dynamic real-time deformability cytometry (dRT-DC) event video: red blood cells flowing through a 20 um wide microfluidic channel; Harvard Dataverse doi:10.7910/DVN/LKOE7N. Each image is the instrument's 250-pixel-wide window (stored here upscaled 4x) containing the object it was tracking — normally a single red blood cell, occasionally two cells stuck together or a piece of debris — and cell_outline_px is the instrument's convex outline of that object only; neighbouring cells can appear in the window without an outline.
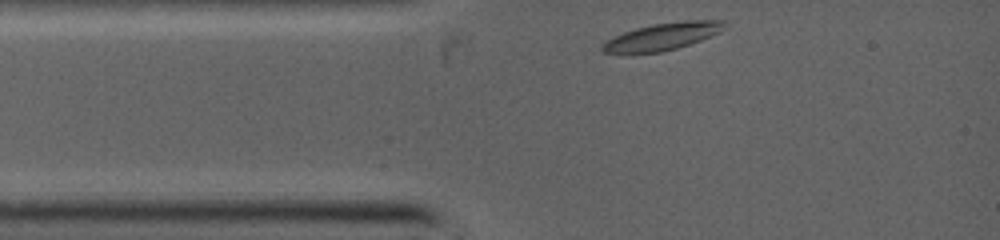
{"species": "common noctule bat (a hibernating species)", "species_latin": "Nyctalus noctula", "temperature_condition": "warm", "stored_images_in_passage": 2, "camera_frame_rate_fps": 5000, "um_per_image_px": 0.085, "animal": {"sex": "female", "body_mass_g": 19.0, "forearm_length_mm": 53.3}, "frame": {"image": 1, "passage_image": 1, "time_ms": 0.0, "image_size_px": [1000, 240], "cell_outline_px": [[728, 24], [720, 32], [700, 40], [676, 48], [660, 52], [600, 52], [600, 44], [604, 40], [624, 32], [636, 28], [652, 24], [684, 20], [724, 20]], "centroid_in_image_um": [56.3, 3.08], "position_along_channel_um": 28.7, "area_um2": 19.25}}